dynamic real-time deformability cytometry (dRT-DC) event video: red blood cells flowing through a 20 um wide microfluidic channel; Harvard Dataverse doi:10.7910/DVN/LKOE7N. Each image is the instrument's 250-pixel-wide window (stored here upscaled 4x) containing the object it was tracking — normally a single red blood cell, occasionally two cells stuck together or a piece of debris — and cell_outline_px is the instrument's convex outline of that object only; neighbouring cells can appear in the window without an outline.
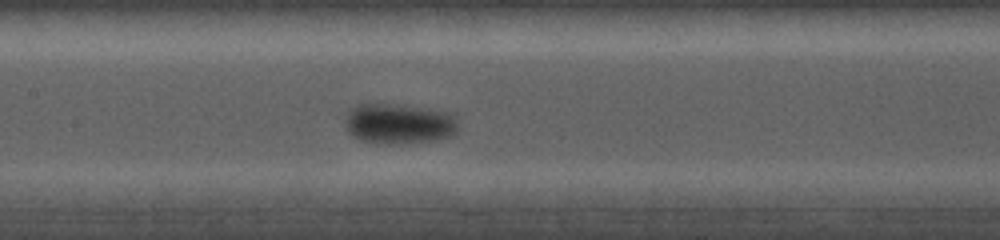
{"species": "common noctule bat (a hibernating species)", "species_latin": "Nyctalus noctula", "temperature_condition": "cold", "stored_images_in_passage": 8, "camera_frame_rate_fps": 5000, "um_per_image_px": 0.085, "animal": {"sex": "female", "body_mass_g": 19.0, "forearm_length_mm": 56.7}, "frame": {"image": 1, "passage_image": 8, "time_ms": 5.8, "image_size_px": [1000, 240], "cell_outline_px": [[456, 132], [448, 136], [432, 140], [388, 144], [360, 140], [348, 132], [344, 124], [344, 120], [348, 108], [356, 104], [404, 104], [452, 112], [456, 116]], "centroid_in_image_um": [33.86, 10.47], "position_along_channel_um": 173.5, "area_um2": 26.82}}